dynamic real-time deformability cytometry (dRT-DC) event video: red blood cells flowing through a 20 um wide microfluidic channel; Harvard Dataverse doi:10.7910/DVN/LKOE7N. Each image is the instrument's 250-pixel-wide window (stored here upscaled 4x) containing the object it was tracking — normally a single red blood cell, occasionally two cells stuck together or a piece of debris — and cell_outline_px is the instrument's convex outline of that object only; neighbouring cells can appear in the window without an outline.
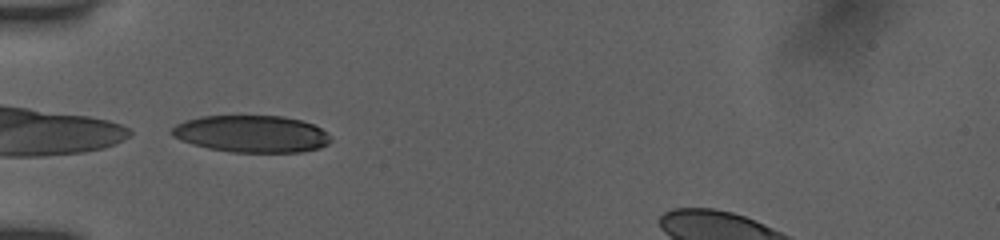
{"species": "human", "species_latin": "Homo sapiens", "temperature_condition": "room temperature", "stored_images_in_passage": 27, "camera_frame_rate_fps": 3000, "um_per_image_px": 0.085, "donor": {"sex": "female"}, "frame": {"image": 1, "passage_image": 1, "time_ms": 0.0, "image_size_px": [1000, 240], "cell_outline_px": [[332, 140], [328, 144], [320, 148], [300, 152], [232, 152], [208, 148], [192, 144], [180, 140], [172, 136], [168, 132], [176, 124], [184, 120], [200, 116], [284, 116], [300, 120], [312, 124], [320, 128], [332, 136]], "centroid_in_image_um": [21.36, 11.38], "position_along_channel_um": 63.6, "area_um2": 34.51}}
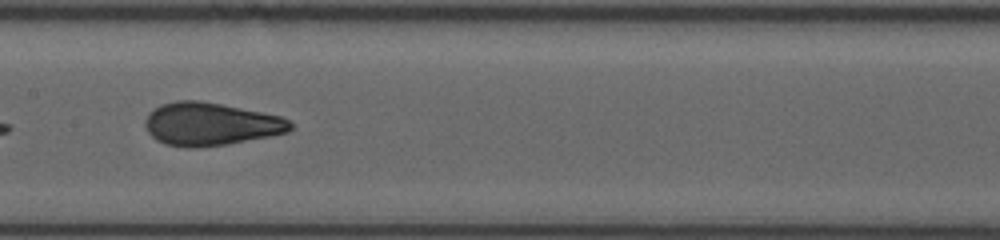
{"frame": {"image": 2, "passage_image": 9, "time_ms": 2.667, "image_size_px": [1000, 240], "cell_outline_px": [[292, 128], [288, 132], [228, 144], [200, 148], [188, 148], [164, 144], [156, 140], [148, 132], [144, 124], [144, 120], [148, 112], [160, 104], [176, 100], [200, 100], [280, 116], [288, 120], [292, 124]], "centroid_in_image_um": [17.83, 10.55], "position_along_channel_um": 189.6, "area_um2": 36.41}}
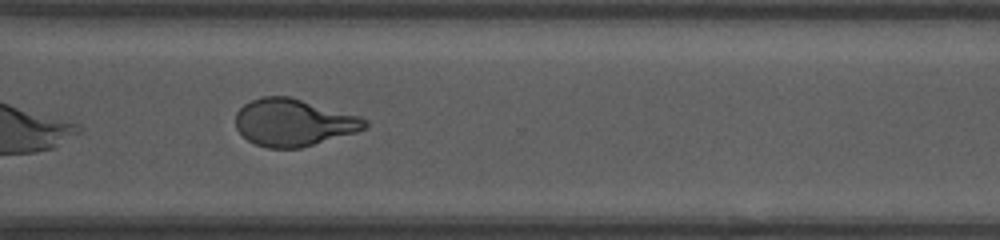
{"frame": {"image": 3, "passage_image": 19, "time_ms": 6.0, "image_size_px": [1000, 240], "cell_outline_px": [[368, 128], [356, 132], [300, 148], [268, 148], [256, 144], [248, 140], [236, 128], [236, 112], [244, 104], [252, 100], [264, 96], [288, 96], [360, 116], [368, 120]], "centroid_in_image_um": [24.96, 10.41], "position_along_channel_um": 345.6, "area_um2": 35.37}, "authors_computed_cell_mechanics": {"area_um2": 35.836, "velocity_mm_per_s": 4.0212, "shape_relaxation_time_tau1_ms": 3.0886, "shape_relaxation_time_tau2_ms": 0.7417, "deformation_change_tau1": 0.176, "deformation_change_tau2": 0.0601}}